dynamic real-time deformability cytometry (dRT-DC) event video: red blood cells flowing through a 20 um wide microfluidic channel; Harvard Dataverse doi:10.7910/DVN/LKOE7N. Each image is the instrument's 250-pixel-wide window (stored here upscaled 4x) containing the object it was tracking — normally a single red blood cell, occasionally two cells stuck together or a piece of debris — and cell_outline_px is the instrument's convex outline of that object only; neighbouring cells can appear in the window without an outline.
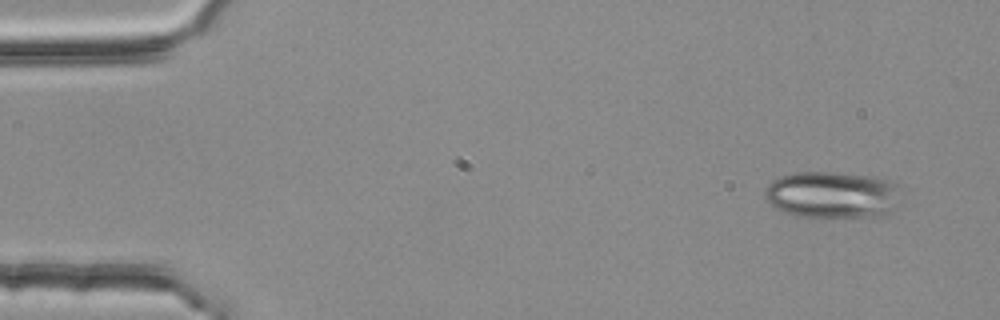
{"species": "common noctule bat (a hibernating species)", "species_latin": "Nyctalus noctula", "temperature_condition": "room temperature", "stored_images_in_passage": 4, "camera_frame_rate_fps": 3000, "um_per_image_px": 0.085, "animal": {"sex": "female", "body_mass_g": 25.1}, "frame": {"image": 1, "passage_image": 1, "time_ms": 0.0, "image_size_px": [1000, 320], "cell_outline_px": [[896, 184], [892, 208], [876, 216], [796, 216], [784, 212], [776, 208], [764, 196], [764, 192], [768, 184], [776, 176], [796, 172], [836, 172], [872, 176], [888, 180]], "centroid_in_image_um": [70.59, 16.52], "position_along_channel_um": 14.4, "area_um2": 36.18}}